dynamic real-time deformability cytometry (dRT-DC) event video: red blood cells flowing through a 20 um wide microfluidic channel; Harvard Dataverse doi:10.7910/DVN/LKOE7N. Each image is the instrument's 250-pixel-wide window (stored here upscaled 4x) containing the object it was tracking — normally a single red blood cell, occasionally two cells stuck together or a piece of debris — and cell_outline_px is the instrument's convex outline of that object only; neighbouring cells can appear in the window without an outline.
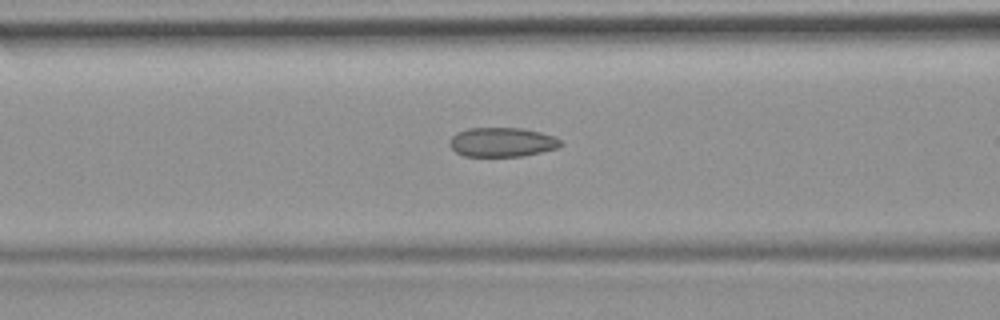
{"species": "common noctule bat (a hibernating species)", "species_latin": "Nyctalus noctula", "temperature_condition": "room temperature", "stored_images_in_passage": 7, "camera_frame_rate_fps": 3000, "um_per_image_px": 0.085, "animal": {"sex": "female", "body_mass_g": 19.9}, "frame": {"image": 1, "passage_image": 5, "time_ms": 1.333, "image_size_px": [1000, 320], "cell_outline_px": [[564, 144], [556, 148], [540, 152], [520, 156], [464, 156], [456, 152], [448, 144], [448, 140], [456, 132], [468, 128], [524, 128], [540, 132], [552, 136], [560, 140]], "centroid_in_image_um": [42.63, 12.07], "position_along_channel_um": 124.0, "area_um2": 18.96}}